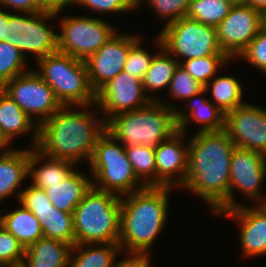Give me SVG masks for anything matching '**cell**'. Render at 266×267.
<instances>
[{
	"mask_svg": "<svg viewBox=\"0 0 266 267\" xmlns=\"http://www.w3.org/2000/svg\"><path fill=\"white\" fill-rule=\"evenodd\" d=\"M188 144V171L182 187L202 197L214 214L227 211L235 144L224 130L199 131Z\"/></svg>",
	"mask_w": 266,
	"mask_h": 267,
	"instance_id": "obj_1",
	"label": "cell"
},
{
	"mask_svg": "<svg viewBox=\"0 0 266 267\" xmlns=\"http://www.w3.org/2000/svg\"><path fill=\"white\" fill-rule=\"evenodd\" d=\"M71 108L62 106L38 126L36 149L46 157L77 165L81 160L90 161L99 137L106 131V121L96 119L93 111L74 112Z\"/></svg>",
	"mask_w": 266,
	"mask_h": 267,
	"instance_id": "obj_2",
	"label": "cell"
},
{
	"mask_svg": "<svg viewBox=\"0 0 266 267\" xmlns=\"http://www.w3.org/2000/svg\"><path fill=\"white\" fill-rule=\"evenodd\" d=\"M172 187L146 186L121 196L119 245L129 252L148 253L168 215ZM124 197V198H123Z\"/></svg>",
	"mask_w": 266,
	"mask_h": 267,
	"instance_id": "obj_3",
	"label": "cell"
},
{
	"mask_svg": "<svg viewBox=\"0 0 266 267\" xmlns=\"http://www.w3.org/2000/svg\"><path fill=\"white\" fill-rule=\"evenodd\" d=\"M176 107L158 100L133 111L114 115L106 122V130L124 147L145 145L156 148L178 131Z\"/></svg>",
	"mask_w": 266,
	"mask_h": 267,
	"instance_id": "obj_4",
	"label": "cell"
},
{
	"mask_svg": "<svg viewBox=\"0 0 266 267\" xmlns=\"http://www.w3.org/2000/svg\"><path fill=\"white\" fill-rule=\"evenodd\" d=\"M121 197L93 186L73 212L75 244L118 243Z\"/></svg>",
	"mask_w": 266,
	"mask_h": 267,
	"instance_id": "obj_5",
	"label": "cell"
},
{
	"mask_svg": "<svg viewBox=\"0 0 266 267\" xmlns=\"http://www.w3.org/2000/svg\"><path fill=\"white\" fill-rule=\"evenodd\" d=\"M37 62L40 69L36 73L63 106L74 105L82 110L92 104L96 106V93L90 86L85 61L57 51Z\"/></svg>",
	"mask_w": 266,
	"mask_h": 267,
	"instance_id": "obj_6",
	"label": "cell"
},
{
	"mask_svg": "<svg viewBox=\"0 0 266 267\" xmlns=\"http://www.w3.org/2000/svg\"><path fill=\"white\" fill-rule=\"evenodd\" d=\"M116 142V138L106 130L94 147L89 166L91 175L96 179L92 182L94 188L121 197L146 186L141 181L137 184L139 179L128 160L125 147Z\"/></svg>",
	"mask_w": 266,
	"mask_h": 267,
	"instance_id": "obj_7",
	"label": "cell"
},
{
	"mask_svg": "<svg viewBox=\"0 0 266 267\" xmlns=\"http://www.w3.org/2000/svg\"><path fill=\"white\" fill-rule=\"evenodd\" d=\"M158 35L163 47L170 54L177 56L175 59L179 64L185 58L189 60L207 56H227L219 46L216 27L188 17L165 25Z\"/></svg>",
	"mask_w": 266,
	"mask_h": 267,
	"instance_id": "obj_8",
	"label": "cell"
},
{
	"mask_svg": "<svg viewBox=\"0 0 266 267\" xmlns=\"http://www.w3.org/2000/svg\"><path fill=\"white\" fill-rule=\"evenodd\" d=\"M58 14L50 11L25 13L24 16L18 12L10 13L6 23L4 42L16 47L26 59L29 52L36 56V60L56 53L58 33L49 28L46 21L55 18Z\"/></svg>",
	"mask_w": 266,
	"mask_h": 267,
	"instance_id": "obj_9",
	"label": "cell"
},
{
	"mask_svg": "<svg viewBox=\"0 0 266 267\" xmlns=\"http://www.w3.org/2000/svg\"><path fill=\"white\" fill-rule=\"evenodd\" d=\"M60 20L61 33L57 34L58 52L83 61L117 33L114 27L101 18L65 16Z\"/></svg>",
	"mask_w": 266,
	"mask_h": 267,
	"instance_id": "obj_10",
	"label": "cell"
},
{
	"mask_svg": "<svg viewBox=\"0 0 266 267\" xmlns=\"http://www.w3.org/2000/svg\"><path fill=\"white\" fill-rule=\"evenodd\" d=\"M1 89L37 126L54 115L63 105L51 87L34 70L7 81ZM36 119H33L34 117Z\"/></svg>",
	"mask_w": 266,
	"mask_h": 267,
	"instance_id": "obj_11",
	"label": "cell"
},
{
	"mask_svg": "<svg viewBox=\"0 0 266 267\" xmlns=\"http://www.w3.org/2000/svg\"><path fill=\"white\" fill-rule=\"evenodd\" d=\"M16 196L19 203L31 210L39 220L45 238L75 245L73 214L55 208L44 189L31 184L27 189L20 190Z\"/></svg>",
	"mask_w": 266,
	"mask_h": 267,
	"instance_id": "obj_12",
	"label": "cell"
},
{
	"mask_svg": "<svg viewBox=\"0 0 266 267\" xmlns=\"http://www.w3.org/2000/svg\"><path fill=\"white\" fill-rule=\"evenodd\" d=\"M156 101L147 96L142 81L130 73L120 72L96 93L98 111L107 115V122L114 115L137 110Z\"/></svg>",
	"mask_w": 266,
	"mask_h": 267,
	"instance_id": "obj_13",
	"label": "cell"
},
{
	"mask_svg": "<svg viewBox=\"0 0 266 267\" xmlns=\"http://www.w3.org/2000/svg\"><path fill=\"white\" fill-rule=\"evenodd\" d=\"M262 28L261 12L248 5H233L216 27L221 50L231 59L238 57Z\"/></svg>",
	"mask_w": 266,
	"mask_h": 267,
	"instance_id": "obj_14",
	"label": "cell"
},
{
	"mask_svg": "<svg viewBox=\"0 0 266 267\" xmlns=\"http://www.w3.org/2000/svg\"><path fill=\"white\" fill-rule=\"evenodd\" d=\"M266 178V156L249 149L235 147L230 164V183L228 193V210L239 206L234 201L233 189H239L247 198L264 200L261 186Z\"/></svg>",
	"mask_w": 266,
	"mask_h": 267,
	"instance_id": "obj_15",
	"label": "cell"
},
{
	"mask_svg": "<svg viewBox=\"0 0 266 267\" xmlns=\"http://www.w3.org/2000/svg\"><path fill=\"white\" fill-rule=\"evenodd\" d=\"M224 131L236 147L266 156V110L244 103L225 114Z\"/></svg>",
	"mask_w": 266,
	"mask_h": 267,
	"instance_id": "obj_16",
	"label": "cell"
},
{
	"mask_svg": "<svg viewBox=\"0 0 266 267\" xmlns=\"http://www.w3.org/2000/svg\"><path fill=\"white\" fill-rule=\"evenodd\" d=\"M139 38L117 32L85 60L89 83L95 93L124 70L130 47Z\"/></svg>",
	"mask_w": 266,
	"mask_h": 267,
	"instance_id": "obj_17",
	"label": "cell"
},
{
	"mask_svg": "<svg viewBox=\"0 0 266 267\" xmlns=\"http://www.w3.org/2000/svg\"><path fill=\"white\" fill-rule=\"evenodd\" d=\"M184 135L177 131L155 148L156 186L184 185L188 171L189 147V144H184L181 139Z\"/></svg>",
	"mask_w": 266,
	"mask_h": 267,
	"instance_id": "obj_18",
	"label": "cell"
},
{
	"mask_svg": "<svg viewBox=\"0 0 266 267\" xmlns=\"http://www.w3.org/2000/svg\"><path fill=\"white\" fill-rule=\"evenodd\" d=\"M240 222L243 256L266 255V210L260 205H239L221 213Z\"/></svg>",
	"mask_w": 266,
	"mask_h": 267,
	"instance_id": "obj_19",
	"label": "cell"
},
{
	"mask_svg": "<svg viewBox=\"0 0 266 267\" xmlns=\"http://www.w3.org/2000/svg\"><path fill=\"white\" fill-rule=\"evenodd\" d=\"M207 91L203 89L200 93L195 94L193 97L189 98L191 104L189 103L190 112L181 110H175V120L178 125V131L185 133L186 127L193 120L197 124H203L198 132H209V131H221L224 130L225 114L215 106V104L203 98L202 94ZM200 96V97H199ZM198 97V99H196Z\"/></svg>",
	"mask_w": 266,
	"mask_h": 267,
	"instance_id": "obj_20",
	"label": "cell"
},
{
	"mask_svg": "<svg viewBox=\"0 0 266 267\" xmlns=\"http://www.w3.org/2000/svg\"><path fill=\"white\" fill-rule=\"evenodd\" d=\"M33 131L32 147L38 142V126L30 117L0 88V136L8 145L17 135Z\"/></svg>",
	"mask_w": 266,
	"mask_h": 267,
	"instance_id": "obj_21",
	"label": "cell"
},
{
	"mask_svg": "<svg viewBox=\"0 0 266 267\" xmlns=\"http://www.w3.org/2000/svg\"><path fill=\"white\" fill-rule=\"evenodd\" d=\"M72 245L42 237L25 248L27 267H69Z\"/></svg>",
	"mask_w": 266,
	"mask_h": 267,
	"instance_id": "obj_22",
	"label": "cell"
},
{
	"mask_svg": "<svg viewBox=\"0 0 266 267\" xmlns=\"http://www.w3.org/2000/svg\"><path fill=\"white\" fill-rule=\"evenodd\" d=\"M85 176L75 170L63 182L48 184L44 190L52 205L61 211L73 214L76 206L93 186L92 180Z\"/></svg>",
	"mask_w": 266,
	"mask_h": 267,
	"instance_id": "obj_23",
	"label": "cell"
},
{
	"mask_svg": "<svg viewBox=\"0 0 266 267\" xmlns=\"http://www.w3.org/2000/svg\"><path fill=\"white\" fill-rule=\"evenodd\" d=\"M30 149L0 152V201L12 195L29 175Z\"/></svg>",
	"mask_w": 266,
	"mask_h": 267,
	"instance_id": "obj_24",
	"label": "cell"
},
{
	"mask_svg": "<svg viewBox=\"0 0 266 267\" xmlns=\"http://www.w3.org/2000/svg\"><path fill=\"white\" fill-rule=\"evenodd\" d=\"M43 158L47 160L43 163L41 167H37ZM76 164L70 161L55 159L43 155L36 148H30L29 156V176L33 182V186L45 189L48 184H57L63 182L68 176H70L74 171Z\"/></svg>",
	"mask_w": 266,
	"mask_h": 267,
	"instance_id": "obj_25",
	"label": "cell"
},
{
	"mask_svg": "<svg viewBox=\"0 0 266 267\" xmlns=\"http://www.w3.org/2000/svg\"><path fill=\"white\" fill-rule=\"evenodd\" d=\"M20 206L15 211L0 215V224L26 248L44 236L36 216L31 210Z\"/></svg>",
	"mask_w": 266,
	"mask_h": 267,
	"instance_id": "obj_26",
	"label": "cell"
},
{
	"mask_svg": "<svg viewBox=\"0 0 266 267\" xmlns=\"http://www.w3.org/2000/svg\"><path fill=\"white\" fill-rule=\"evenodd\" d=\"M155 43L157 44L156 46L160 48L161 52L159 50V53L154 55L151 65L142 79L144 91L147 96V93L150 91L152 93L153 91L157 92L158 90H162L167 86L169 88L174 71L179 65V62L173 58L174 55H170V53L163 47L159 35L157 37V42Z\"/></svg>",
	"mask_w": 266,
	"mask_h": 267,
	"instance_id": "obj_27",
	"label": "cell"
},
{
	"mask_svg": "<svg viewBox=\"0 0 266 267\" xmlns=\"http://www.w3.org/2000/svg\"><path fill=\"white\" fill-rule=\"evenodd\" d=\"M94 245L75 244L72 246L71 253H77L73 258L70 256L69 267H113L116 255L121 251L119 243H103V246L98 248H94Z\"/></svg>",
	"mask_w": 266,
	"mask_h": 267,
	"instance_id": "obj_28",
	"label": "cell"
},
{
	"mask_svg": "<svg viewBox=\"0 0 266 267\" xmlns=\"http://www.w3.org/2000/svg\"><path fill=\"white\" fill-rule=\"evenodd\" d=\"M204 89L212 94L213 103L224 114L244 104L242 101L243 89L238 80L232 76H220L208 82ZM210 89V90H209Z\"/></svg>",
	"mask_w": 266,
	"mask_h": 267,
	"instance_id": "obj_29",
	"label": "cell"
},
{
	"mask_svg": "<svg viewBox=\"0 0 266 267\" xmlns=\"http://www.w3.org/2000/svg\"><path fill=\"white\" fill-rule=\"evenodd\" d=\"M233 5L226 0H191L185 17L217 27Z\"/></svg>",
	"mask_w": 266,
	"mask_h": 267,
	"instance_id": "obj_30",
	"label": "cell"
},
{
	"mask_svg": "<svg viewBox=\"0 0 266 267\" xmlns=\"http://www.w3.org/2000/svg\"><path fill=\"white\" fill-rule=\"evenodd\" d=\"M125 150L136 177L142 179L145 186H156L155 149L140 144Z\"/></svg>",
	"mask_w": 266,
	"mask_h": 267,
	"instance_id": "obj_31",
	"label": "cell"
},
{
	"mask_svg": "<svg viewBox=\"0 0 266 267\" xmlns=\"http://www.w3.org/2000/svg\"><path fill=\"white\" fill-rule=\"evenodd\" d=\"M229 60L228 56H207L184 60L180 65L191 77L205 86L216 76L218 68L224 66Z\"/></svg>",
	"mask_w": 266,
	"mask_h": 267,
	"instance_id": "obj_32",
	"label": "cell"
},
{
	"mask_svg": "<svg viewBox=\"0 0 266 267\" xmlns=\"http://www.w3.org/2000/svg\"><path fill=\"white\" fill-rule=\"evenodd\" d=\"M26 60L12 44L0 41V88L7 81L29 71L25 69Z\"/></svg>",
	"mask_w": 266,
	"mask_h": 267,
	"instance_id": "obj_33",
	"label": "cell"
},
{
	"mask_svg": "<svg viewBox=\"0 0 266 267\" xmlns=\"http://www.w3.org/2000/svg\"><path fill=\"white\" fill-rule=\"evenodd\" d=\"M204 89L197 80L191 77L179 64L175 69L168 90L173 99L187 100Z\"/></svg>",
	"mask_w": 266,
	"mask_h": 267,
	"instance_id": "obj_34",
	"label": "cell"
},
{
	"mask_svg": "<svg viewBox=\"0 0 266 267\" xmlns=\"http://www.w3.org/2000/svg\"><path fill=\"white\" fill-rule=\"evenodd\" d=\"M24 254V246L0 224V265L21 263Z\"/></svg>",
	"mask_w": 266,
	"mask_h": 267,
	"instance_id": "obj_35",
	"label": "cell"
},
{
	"mask_svg": "<svg viewBox=\"0 0 266 267\" xmlns=\"http://www.w3.org/2000/svg\"><path fill=\"white\" fill-rule=\"evenodd\" d=\"M154 56L141 48V38H139L129 50L124 65V72L130 73L135 78L142 81L144 74L149 69Z\"/></svg>",
	"mask_w": 266,
	"mask_h": 267,
	"instance_id": "obj_36",
	"label": "cell"
},
{
	"mask_svg": "<svg viewBox=\"0 0 266 267\" xmlns=\"http://www.w3.org/2000/svg\"><path fill=\"white\" fill-rule=\"evenodd\" d=\"M260 71L266 73V30L261 28L247 48L239 55Z\"/></svg>",
	"mask_w": 266,
	"mask_h": 267,
	"instance_id": "obj_37",
	"label": "cell"
},
{
	"mask_svg": "<svg viewBox=\"0 0 266 267\" xmlns=\"http://www.w3.org/2000/svg\"><path fill=\"white\" fill-rule=\"evenodd\" d=\"M149 5L154 8L155 13L159 14L160 18H169V25L182 17H185L189 2L191 0H146Z\"/></svg>",
	"mask_w": 266,
	"mask_h": 267,
	"instance_id": "obj_38",
	"label": "cell"
},
{
	"mask_svg": "<svg viewBox=\"0 0 266 267\" xmlns=\"http://www.w3.org/2000/svg\"><path fill=\"white\" fill-rule=\"evenodd\" d=\"M75 5H82L97 12H125L137 8V0H79Z\"/></svg>",
	"mask_w": 266,
	"mask_h": 267,
	"instance_id": "obj_39",
	"label": "cell"
},
{
	"mask_svg": "<svg viewBox=\"0 0 266 267\" xmlns=\"http://www.w3.org/2000/svg\"><path fill=\"white\" fill-rule=\"evenodd\" d=\"M11 7L20 13H39L46 11L41 5L39 0H0V6Z\"/></svg>",
	"mask_w": 266,
	"mask_h": 267,
	"instance_id": "obj_40",
	"label": "cell"
},
{
	"mask_svg": "<svg viewBox=\"0 0 266 267\" xmlns=\"http://www.w3.org/2000/svg\"><path fill=\"white\" fill-rule=\"evenodd\" d=\"M128 258L121 259L118 263H115L113 267H149L150 260L148 253H136L129 252Z\"/></svg>",
	"mask_w": 266,
	"mask_h": 267,
	"instance_id": "obj_41",
	"label": "cell"
},
{
	"mask_svg": "<svg viewBox=\"0 0 266 267\" xmlns=\"http://www.w3.org/2000/svg\"><path fill=\"white\" fill-rule=\"evenodd\" d=\"M40 5L46 10L50 12H58L60 13L66 8L68 5L72 3L70 0H39Z\"/></svg>",
	"mask_w": 266,
	"mask_h": 267,
	"instance_id": "obj_42",
	"label": "cell"
},
{
	"mask_svg": "<svg viewBox=\"0 0 266 267\" xmlns=\"http://www.w3.org/2000/svg\"><path fill=\"white\" fill-rule=\"evenodd\" d=\"M10 13L0 9V41H4L6 38V23Z\"/></svg>",
	"mask_w": 266,
	"mask_h": 267,
	"instance_id": "obj_43",
	"label": "cell"
},
{
	"mask_svg": "<svg viewBox=\"0 0 266 267\" xmlns=\"http://www.w3.org/2000/svg\"><path fill=\"white\" fill-rule=\"evenodd\" d=\"M261 13L266 10V0H246V4Z\"/></svg>",
	"mask_w": 266,
	"mask_h": 267,
	"instance_id": "obj_44",
	"label": "cell"
},
{
	"mask_svg": "<svg viewBox=\"0 0 266 267\" xmlns=\"http://www.w3.org/2000/svg\"><path fill=\"white\" fill-rule=\"evenodd\" d=\"M230 2L232 5H244L246 4V0H226Z\"/></svg>",
	"mask_w": 266,
	"mask_h": 267,
	"instance_id": "obj_45",
	"label": "cell"
},
{
	"mask_svg": "<svg viewBox=\"0 0 266 267\" xmlns=\"http://www.w3.org/2000/svg\"><path fill=\"white\" fill-rule=\"evenodd\" d=\"M262 28L266 30V10L261 13Z\"/></svg>",
	"mask_w": 266,
	"mask_h": 267,
	"instance_id": "obj_46",
	"label": "cell"
},
{
	"mask_svg": "<svg viewBox=\"0 0 266 267\" xmlns=\"http://www.w3.org/2000/svg\"><path fill=\"white\" fill-rule=\"evenodd\" d=\"M1 267H27L23 262L18 263V264H11V265H5Z\"/></svg>",
	"mask_w": 266,
	"mask_h": 267,
	"instance_id": "obj_47",
	"label": "cell"
},
{
	"mask_svg": "<svg viewBox=\"0 0 266 267\" xmlns=\"http://www.w3.org/2000/svg\"><path fill=\"white\" fill-rule=\"evenodd\" d=\"M7 146L8 145L5 143V141L0 136V149L2 148V151H3V148H7Z\"/></svg>",
	"mask_w": 266,
	"mask_h": 267,
	"instance_id": "obj_48",
	"label": "cell"
},
{
	"mask_svg": "<svg viewBox=\"0 0 266 267\" xmlns=\"http://www.w3.org/2000/svg\"><path fill=\"white\" fill-rule=\"evenodd\" d=\"M264 200L260 202V205L266 210V196H264Z\"/></svg>",
	"mask_w": 266,
	"mask_h": 267,
	"instance_id": "obj_49",
	"label": "cell"
},
{
	"mask_svg": "<svg viewBox=\"0 0 266 267\" xmlns=\"http://www.w3.org/2000/svg\"><path fill=\"white\" fill-rule=\"evenodd\" d=\"M79 0H70L72 4H76Z\"/></svg>",
	"mask_w": 266,
	"mask_h": 267,
	"instance_id": "obj_50",
	"label": "cell"
},
{
	"mask_svg": "<svg viewBox=\"0 0 266 267\" xmlns=\"http://www.w3.org/2000/svg\"><path fill=\"white\" fill-rule=\"evenodd\" d=\"M141 1L142 0H137V6H140L141 5Z\"/></svg>",
	"mask_w": 266,
	"mask_h": 267,
	"instance_id": "obj_51",
	"label": "cell"
}]
</instances>
